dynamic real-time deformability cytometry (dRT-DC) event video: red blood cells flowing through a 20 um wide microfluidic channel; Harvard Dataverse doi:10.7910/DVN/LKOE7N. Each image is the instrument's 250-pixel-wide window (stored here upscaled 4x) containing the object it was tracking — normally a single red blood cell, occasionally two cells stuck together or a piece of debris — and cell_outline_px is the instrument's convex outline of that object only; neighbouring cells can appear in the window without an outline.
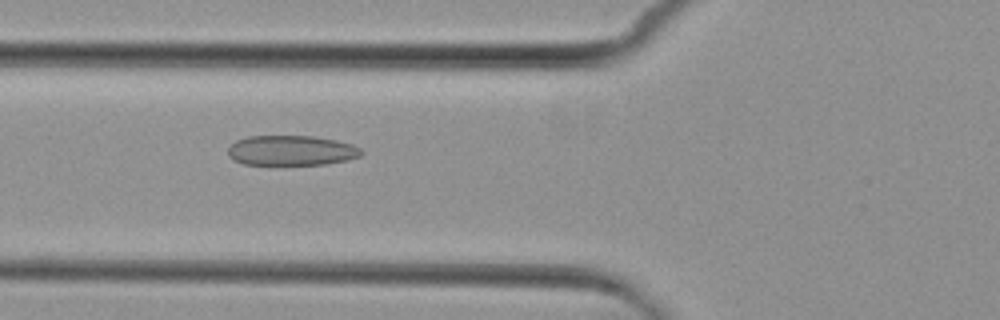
{"species": "common noctule bat (a hibernating species)", "species_latin": "Nyctalus noctula", "temperature_condition": "cold", "stored_images_in_passage": 7, "camera_frame_rate_fps": 3000, "um_per_image_px": 0.085, "animal": {"sex": "female", "body_mass_g": 29.2, "forearm_length_mm": 56.3}, "frame": {"image": 1, "passage_image": 4, "time_ms": 3.333, "image_size_px": [1000, 320], "cell_outline_px": [[364, 152], [360, 156], [348, 160], [324, 164], [244, 164], [228, 156], [228, 148], [236, 140], [248, 136], [312, 136], [336, 140], [352, 144], [360, 148]], "centroid_in_image_um": [24.78, 12.78], "position_along_channel_um": 101.0, "area_um2": 23.24}}
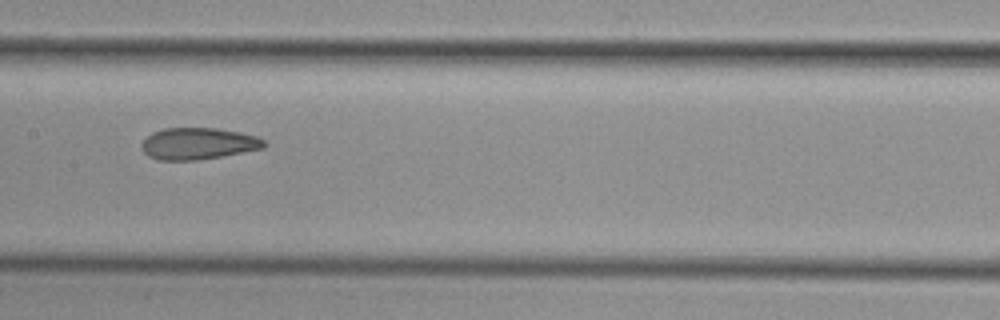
{"frame": {"image": 2, "passage_image": 6, "time_ms": 5.667, "image_size_px": [1000, 320], "cell_outline_px": [[268, 144], [264, 148], [220, 156], [196, 160], [156, 160], [148, 156], [140, 148], [140, 144], [152, 132], [164, 128], [216, 128], [240, 132], [256, 136], [264, 140]], "centroid_in_image_um": [16.82, 12.2], "position_along_channel_um": 190.6, "area_um2": 22.66}}
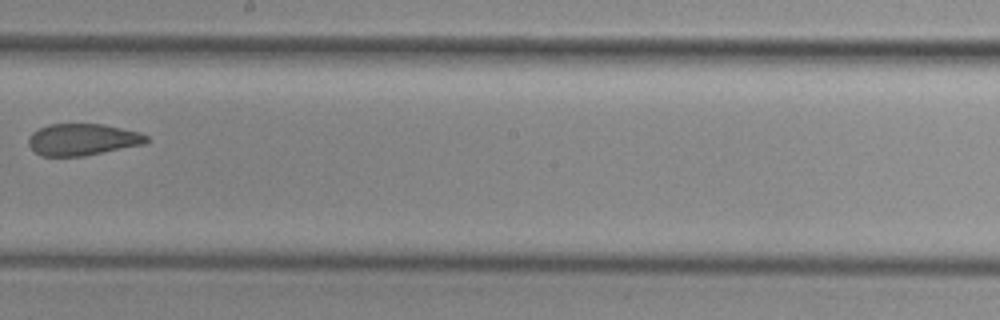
{"frame": {"image": 3, "passage_image": 7, "time_ms": 7.0, "image_size_px": [1000, 320], "cell_outline_px": [[148, 140], [144, 144], [84, 156], [40, 156], [28, 144], [28, 136], [32, 132], [48, 124], [104, 124], [140, 132], [148, 136]], "centroid_in_image_um": [7.01, 11.86], "position_along_channel_um": 241.2, "area_um2": 21.85}}